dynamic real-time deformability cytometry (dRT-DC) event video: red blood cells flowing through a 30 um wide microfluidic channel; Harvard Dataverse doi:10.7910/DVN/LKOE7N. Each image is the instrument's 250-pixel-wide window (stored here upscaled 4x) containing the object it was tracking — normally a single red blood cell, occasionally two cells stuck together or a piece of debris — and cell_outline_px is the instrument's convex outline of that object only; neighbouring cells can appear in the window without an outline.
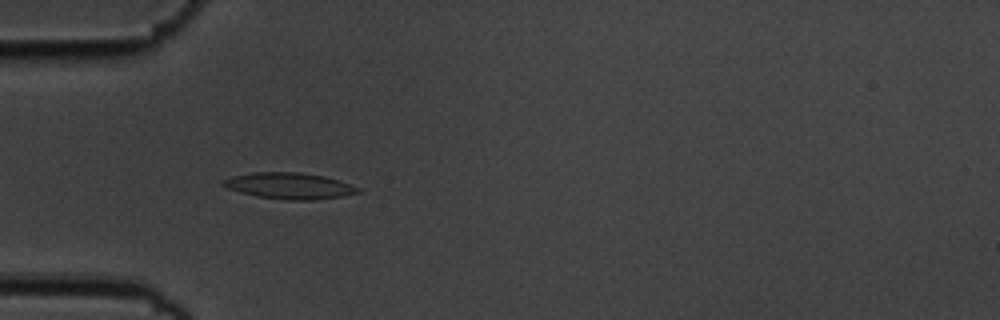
{"species": "common noctule bat (a hibernating species)", "species_latin": "Nyctalus noctula", "temperature_condition": "cold", "stored_images_in_passage": 6, "camera_frame_rate_fps": 3000, "um_per_image_px": 0.085, "animal": {"sex": "male", "body_mass_g": 19.5, "forearm_length_mm": 54.6}, "frame": {"image": 1, "passage_image": 5, "time_ms": 1.333, "image_size_px": [1000, 320], "cell_outline_px": [[360, 192], [344, 196], [312, 200], [288, 200], [256, 196], [240, 192], [228, 188], [220, 184], [224, 180], [232, 176], [252, 172], [296, 172], [324, 176], [360, 188]], "centroid_in_image_um": [24.57, 15.8], "position_along_channel_um": 60.4, "area_um2": 20.4}}
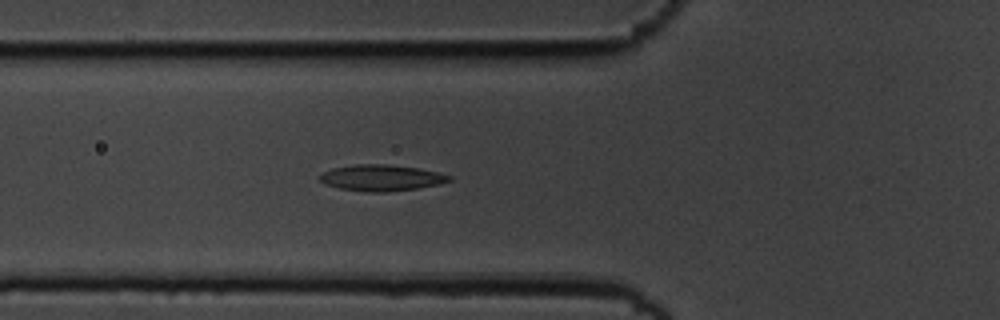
{"frame": {"image": 2, "passage_image": 6, "time_ms": 1.667, "image_size_px": [1000, 320], "cell_outline_px": [[452, 180], [440, 184], [420, 188], [388, 192], [368, 192], [340, 188], [324, 184], [320, 180], [320, 172], [332, 168], [356, 164], [388, 164], [420, 168], [452, 176]], "centroid_in_image_um": [32.42, 15.11], "position_along_channel_um": 93.4, "area_um2": 19.94}}